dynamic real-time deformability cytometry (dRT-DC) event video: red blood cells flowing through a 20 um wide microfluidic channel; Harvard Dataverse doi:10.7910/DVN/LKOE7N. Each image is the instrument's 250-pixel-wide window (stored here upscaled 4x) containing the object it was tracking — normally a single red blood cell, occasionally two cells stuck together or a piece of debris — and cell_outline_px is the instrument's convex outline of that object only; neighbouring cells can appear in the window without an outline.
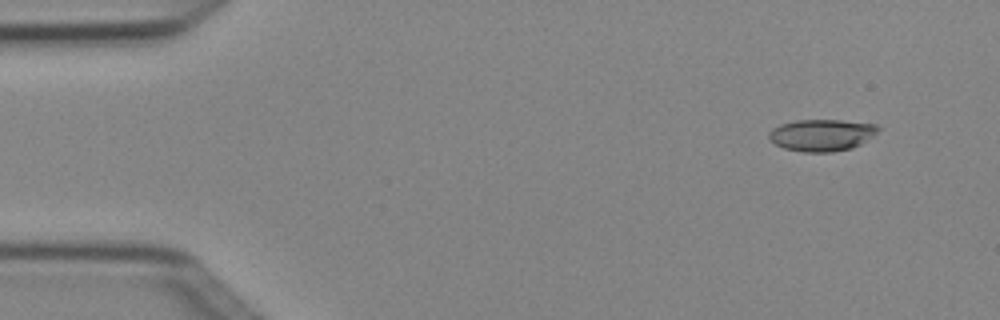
{"species": "Egyptian fruit bat (a non-hibernating species)", "species_latin": "Rousettus aegyptiacus", "temperature_condition": "cold", "stored_images_in_passage": 5, "camera_frame_rate_fps": 3000, "um_per_image_px": 0.085, "animal": {"sex": "female"}, "frame": {"image": 1, "passage_image": 2, "time_ms": 0.333, "image_size_px": [1000, 320], "cell_outline_px": [[880, 128], [872, 136], [860, 144], [852, 148], [832, 152], [804, 152], [784, 148], [776, 144], [768, 136], [768, 132], [772, 128], [780, 124], [796, 120], [840, 120], [876, 124]], "centroid_in_image_um": [69.83, 11.47], "position_along_channel_um": 15.2, "area_um2": 20.17}}
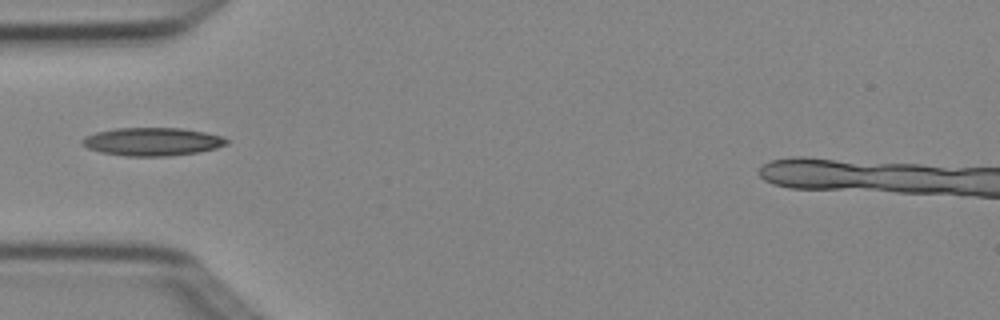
{"frame": {"image": 2, "passage_image": 5, "time_ms": 1.333, "image_size_px": [1000, 320], "cell_outline_px": [[228, 144], [216, 148], [200, 152], [168, 156], [124, 156], [100, 152], [88, 148], [80, 144], [80, 140], [96, 132], [116, 128], [180, 128], [204, 132], [224, 136], [228, 140]], "centroid_in_image_um": [12.96, 12.04], "position_along_channel_um": 72.0, "area_um2": 23.76}}